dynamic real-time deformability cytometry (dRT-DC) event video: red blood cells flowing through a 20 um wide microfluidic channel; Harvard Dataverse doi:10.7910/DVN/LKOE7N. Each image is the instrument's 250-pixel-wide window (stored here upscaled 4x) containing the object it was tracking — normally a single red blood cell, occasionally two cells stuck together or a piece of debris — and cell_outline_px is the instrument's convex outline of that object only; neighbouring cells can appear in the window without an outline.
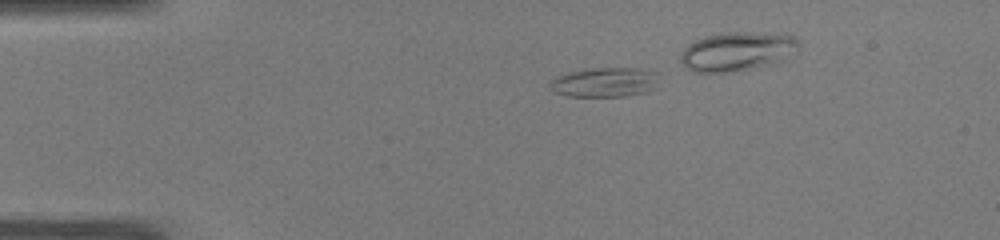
{"species": "common noctule bat (a hibernating species)", "species_latin": "Nyctalus noctula", "temperature_condition": "warm", "stored_images_in_passage": 37, "camera_frame_rate_fps": 3000, "um_per_image_px": 0.085, "animal": {"sex": "male", "body_mass_g": 19.0, "forearm_length_mm": 50.8}, "frame": {"image": 1, "passage_image": 7, "time_ms": 2.0, "image_size_px": [1000, 240], "cell_outline_px": [[660, 88], [648, 92], [624, 96], [568, 96], [552, 92], [548, 88], [548, 84], [556, 76], [568, 72], [592, 68], [644, 68], [660, 72]], "centroid_in_image_um": [51.5, 6.99], "position_along_channel_um": 33.5, "area_um2": 19.59}}
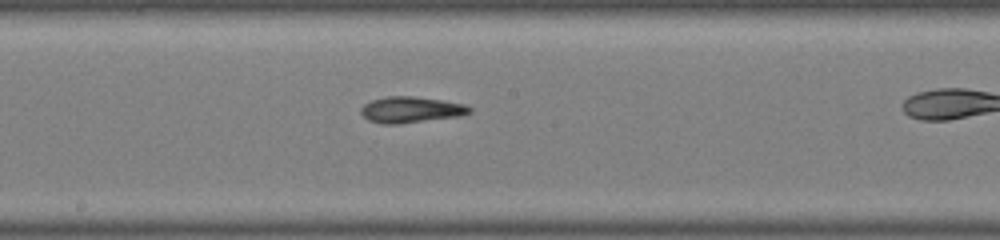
{"frame": {"image": 2, "passage_image": 24, "time_ms": 7.667, "image_size_px": [1000, 240], "cell_outline_px": [[472, 112], [460, 116], [400, 124], [384, 124], [368, 120], [360, 112], [360, 108], [364, 104], [372, 100], [388, 96], [412, 96], [440, 100], [464, 104], [472, 108]], "centroid_in_image_um": [34.92, 9.33], "position_along_channel_um": 213.3, "area_um2": 16.47}}
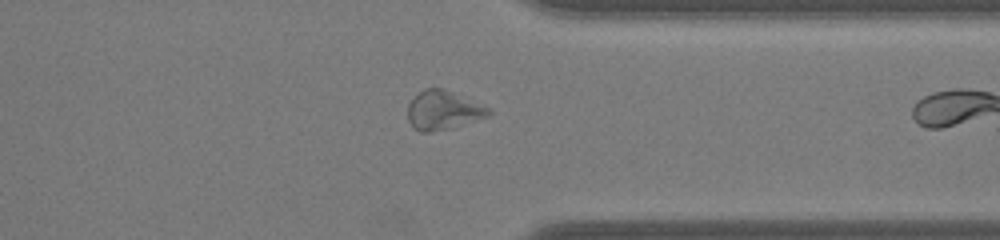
{"frame": {"image": 3, "passage_image": 36, "time_ms": 11.667, "image_size_px": [1000, 240], "cell_outline_px": [[492, 112], [488, 116], [448, 128], [428, 132], [420, 132], [412, 128], [408, 120], [408, 104], [424, 88], [444, 88], [492, 108]], "centroid_in_image_um": [37.67, 9.36], "position_along_channel_um": 373.7, "area_um2": 18.26}}